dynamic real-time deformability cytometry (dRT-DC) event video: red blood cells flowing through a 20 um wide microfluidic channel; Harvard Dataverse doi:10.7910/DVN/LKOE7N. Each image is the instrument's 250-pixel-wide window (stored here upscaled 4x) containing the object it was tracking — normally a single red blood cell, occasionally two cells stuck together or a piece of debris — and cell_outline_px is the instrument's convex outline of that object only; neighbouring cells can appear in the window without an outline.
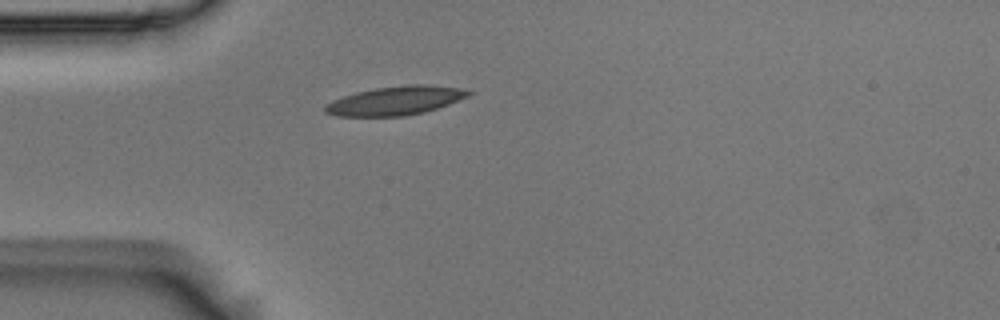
{"species": "Egyptian fruit bat (a non-hibernating species)", "species_latin": "Rousettus aegyptiacus", "temperature_condition": "room temperature", "stored_images_in_passage": 36, "camera_frame_rate_fps": 3000, "um_per_image_px": 0.085, "animal": {"sex": "male"}, "frame": {"image": 1, "passage_image": 1, "time_ms": 0.0, "image_size_px": [1000, 320], "cell_outline_px": [[472, 92], [468, 96], [448, 104], [424, 112], [404, 116], [336, 116], [324, 112], [324, 104], [332, 100], [356, 92], [376, 88], [408, 84], [428, 84], [460, 88]], "centroid_in_image_um": [33.57, 8.55], "position_along_channel_um": 51.4, "area_um2": 23.99}}
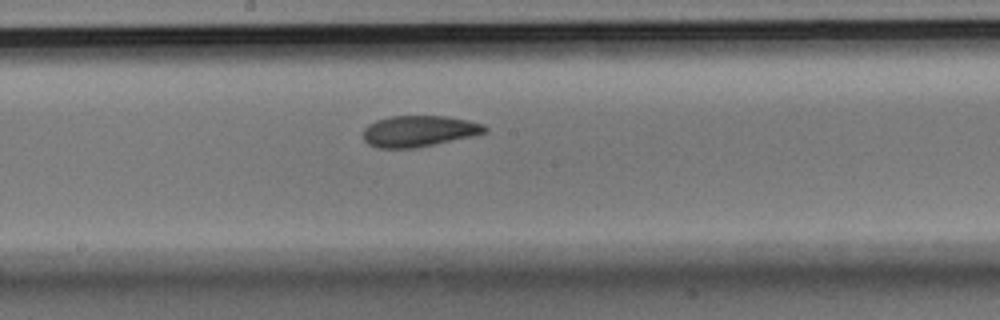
{"frame": {"image": 2, "passage_image": 15, "time_ms": 4.667, "image_size_px": [1000, 320], "cell_outline_px": [[488, 132], [472, 136], [412, 148], [376, 148], [368, 144], [364, 140], [364, 128], [368, 124], [376, 120], [392, 116], [444, 116], [468, 120], [484, 124], [488, 128]], "centroid_in_image_um": [35.6, 11.14], "position_along_channel_um": 212.6, "area_um2": 21.96}}
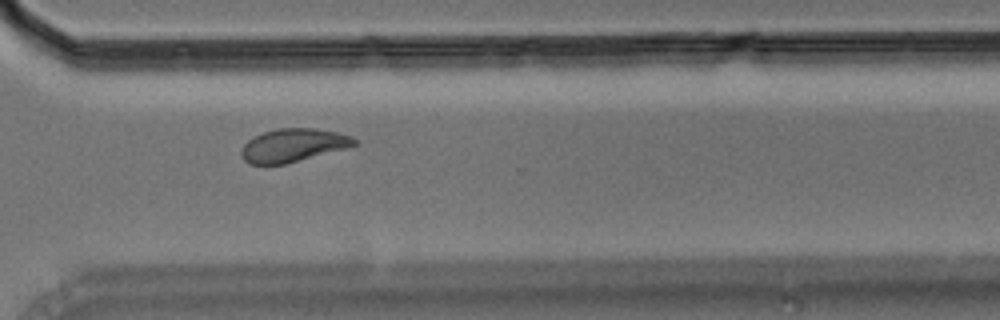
{"frame": {"image": 3, "passage_image": 26, "time_ms": 8.333, "image_size_px": [1000, 320], "cell_outline_px": [[356, 144], [344, 148], [284, 164], [248, 164], [244, 160], [240, 152], [244, 144], [252, 136], [276, 128], [316, 128], [336, 132], [352, 136], [356, 140]], "centroid_in_image_um": [24.86, 12.33], "position_along_channel_um": 345.7, "area_um2": 21.62}, "authors_computed_cell_mechanics": {"area_um2": 22.3108, "velocity_mm_per_s": 3.6352, "shape_relaxation_time_tau1_ms": 8.9642, "shape_relaxation_time_tau2_ms": 2.1571, "deformation_change_tau1": 0.1976, "deformation_change_tau2": 0.0681}}